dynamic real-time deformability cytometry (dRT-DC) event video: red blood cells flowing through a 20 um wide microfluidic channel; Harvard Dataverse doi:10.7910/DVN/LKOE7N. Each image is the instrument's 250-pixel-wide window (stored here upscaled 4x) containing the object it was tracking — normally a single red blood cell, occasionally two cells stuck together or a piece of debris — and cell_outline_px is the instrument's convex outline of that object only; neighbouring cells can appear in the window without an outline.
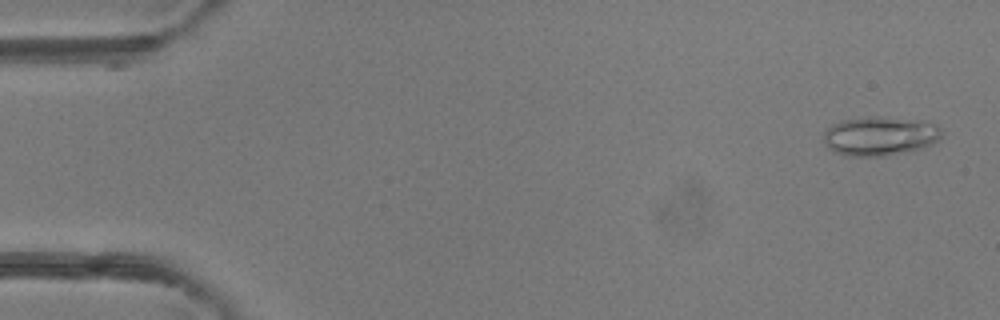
{"species": "common noctule bat (a hibernating species)", "species_latin": "Nyctalus noctula", "temperature_condition": "room temperature", "stored_images_in_passage": 50, "camera_frame_rate_fps": 3000, "um_per_image_px": 0.085, "animal": {"sex": "female"}, "frame": {"image": 1, "passage_image": 2, "time_ms": 0.333, "image_size_px": [1000, 320], "cell_outline_px": [[940, 136], [936, 140], [920, 148], [880, 156], [844, 156], [828, 148], [824, 144], [824, 132], [832, 124], [840, 120], [916, 120], [932, 124], [940, 128]], "centroid_in_image_um": [74.69, 11.62], "position_along_channel_um": 10.3, "area_um2": 25.2}}
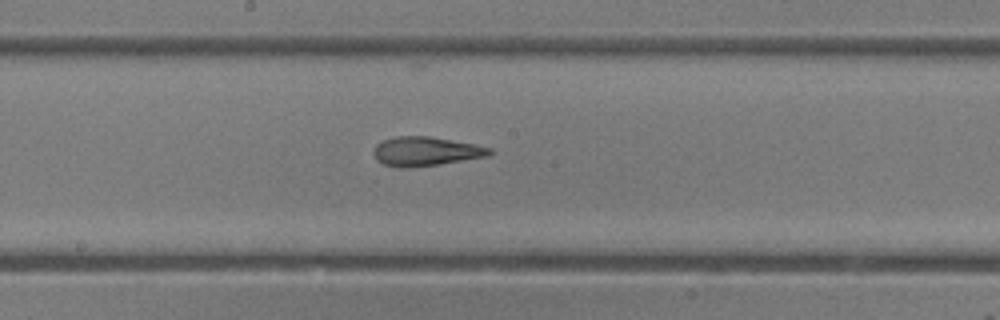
{"frame": {"image": 2, "passage_image": 26, "time_ms": 8.333, "image_size_px": [1000, 320], "cell_outline_px": [[492, 152], [488, 156], [436, 164], [408, 168], [396, 168], [384, 164], [376, 160], [376, 144], [384, 140], [396, 136], [428, 136], [472, 144], [492, 148]], "centroid_in_image_um": [36.17, 12.87], "position_along_channel_um": 212.0, "area_um2": 19.25}}
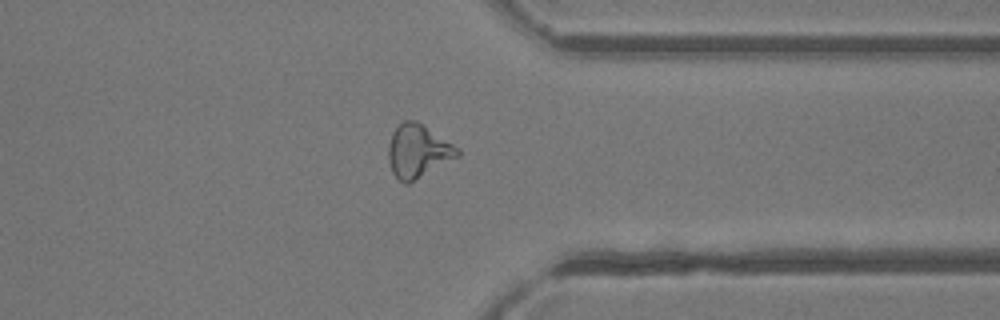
{"frame": {"image": 3, "passage_image": 38, "time_ms": 12.333, "image_size_px": [1000, 320], "cell_outline_px": [[460, 156], [408, 184], [404, 184], [392, 172], [388, 160], [388, 144], [392, 132], [404, 120], [416, 120], [424, 124], [460, 148]], "centroid_in_image_um": [35.54, 12.83], "position_along_channel_um": 375.9, "area_um2": 21.68}, "authors_computed_cell_mechanics": {"area_um2": 20.7502, "velocity_mm_per_s": 4.2131, "shape_relaxation_time_tau1_ms": 9.1872, "shape_relaxation_time_tau2_ms": 1.8044, "deformation_change_tau1": 0.2527, "deformation_change_tau2": 0.1063}}